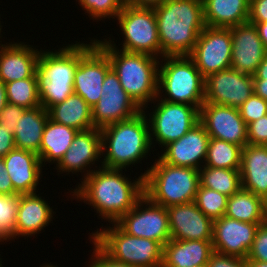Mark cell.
<instances>
[{"mask_svg": "<svg viewBox=\"0 0 267 267\" xmlns=\"http://www.w3.org/2000/svg\"><path fill=\"white\" fill-rule=\"evenodd\" d=\"M122 171L99 165L71 191L72 196L92 206L103 220L115 223L144 195V177L138 176L132 182Z\"/></svg>", "mask_w": 267, "mask_h": 267, "instance_id": "cell-1", "label": "cell"}, {"mask_svg": "<svg viewBox=\"0 0 267 267\" xmlns=\"http://www.w3.org/2000/svg\"><path fill=\"white\" fill-rule=\"evenodd\" d=\"M154 11L162 58L189 56L206 26L203 0H165Z\"/></svg>", "mask_w": 267, "mask_h": 267, "instance_id": "cell-2", "label": "cell"}, {"mask_svg": "<svg viewBox=\"0 0 267 267\" xmlns=\"http://www.w3.org/2000/svg\"><path fill=\"white\" fill-rule=\"evenodd\" d=\"M95 43L107 54L125 92L142 109L158 95L159 59L144 53H130L117 48L114 41L104 38ZM114 43V44H113Z\"/></svg>", "mask_w": 267, "mask_h": 267, "instance_id": "cell-3", "label": "cell"}, {"mask_svg": "<svg viewBox=\"0 0 267 267\" xmlns=\"http://www.w3.org/2000/svg\"><path fill=\"white\" fill-rule=\"evenodd\" d=\"M100 130L102 157L104 155L102 167L124 170L146 158L153 148L144 110L131 119L107 125Z\"/></svg>", "mask_w": 267, "mask_h": 267, "instance_id": "cell-4", "label": "cell"}, {"mask_svg": "<svg viewBox=\"0 0 267 267\" xmlns=\"http://www.w3.org/2000/svg\"><path fill=\"white\" fill-rule=\"evenodd\" d=\"M140 175L144 177V195L153 203L167 208L195 201L200 185L198 169L173 166L158 157Z\"/></svg>", "mask_w": 267, "mask_h": 267, "instance_id": "cell-5", "label": "cell"}, {"mask_svg": "<svg viewBox=\"0 0 267 267\" xmlns=\"http://www.w3.org/2000/svg\"><path fill=\"white\" fill-rule=\"evenodd\" d=\"M79 64V42L64 48L42 51L38 59L41 106L48 110L74 93V73Z\"/></svg>", "mask_w": 267, "mask_h": 267, "instance_id": "cell-6", "label": "cell"}, {"mask_svg": "<svg viewBox=\"0 0 267 267\" xmlns=\"http://www.w3.org/2000/svg\"><path fill=\"white\" fill-rule=\"evenodd\" d=\"M161 60L158 69L159 99L192 105L199 110L204 103L205 77L194 61L189 56H165Z\"/></svg>", "mask_w": 267, "mask_h": 267, "instance_id": "cell-7", "label": "cell"}, {"mask_svg": "<svg viewBox=\"0 0 267 267\" xmlns=\"http://www.w3.org/2000/svg\"><path fill=\"white\" fill-rule=\"evenodd\" d=\"M90 234L112 259L135 267H161L163 246L154 240L126 234L115 223Z\"/></svg>", "mask_w": 267, "mask_h": 267, "instance_id": "cell-8", "label": "cell"}, {"mask_svg": "<svg viewBox=\"0 0 267 267\" xmlns=\"http://www.w3.org/2000/svg\"><path fill=\"white\" fill-rule=\"evenodd\" d=\"M115 20H118L124 36L119 50L162 58L154 8L124 5Z\"/></svg>", "mask_w": 267, "mask_h": 267, "instance_id": "cell-9", "label": "cell"}, {"mask_svg": "<svg viewBox=\"0 0 267 267\" xmlns=\"http://www.w3.org/2000/svg\"><path fill=\"white\" fill-rule=\"evenodd\" d=\"M154 100L153 104L158 103L153 112L148 114L149 119L147 117L151 145L156 141L164 148L170 142L180 139L199 122V110L195 106L159 100L158 96Z\"/></svg>", "mask_w": 267, "mask_h": 267, "instance_id": "cell-10", "label": "cell"}, {"mask_svg": "<svg viewBox=\"0 0 267 267\" xmlns=\"http://www.w3.org/2000/svg\"><path fill=\"white\" fill-rule=\"evenodd\" d=\"M115 224L126 234L154 240L162 246L171 239L167 209L145 195Z\"/></svg>", "mask_w": 267, "mask_h": 267, "instance_id": "cell-11", "label": "cell"}, {"mask_svg": "<svg viewBox=\"0 0 267 267\" xmlns=\"http://www.w3.org/2000/svg\"><path fill=\"white\" fill-rule=\"evenodd\" d=\"M111 62L95 43L79 42V64L74 73V93L80 95L92 108L100 99L102 85Z\"/></svg>", "mask_w": 267, "mask_h": 267, "instance_id": "cell-12", "label": "cell"}, {"mask_svg": "<svg viewBox=\"0 0 267 267\" xmlns=\"http://www.w3.org/2000/svg\"><path fill=\"white\" fill-rule=\"evenodd\" d=\"M99 101L91 108L94 128L103 127L128 120L142 109L122 88L118 75L112 69L107 71Z\"/></svg>", "mask_w": 267, "mask_h": 267, "instance_id": "cell-13", "label": "cell"}, {"mask_svg": "<svg viewBox=\"0 0 267 267\" xmlns=\"http://www.w3.org/2000/svg\"><path fill=\"white\" fill-rule=\"evenodd\" d=\"M231 54V29L205 26L189 57L206 78L211 73L231 68Z\"/></svg>", "mask_w": 267, "mask_h": 267, "instance_id": "cell-14", "label": "cell"}, {"mask_svg": "<svg viewBox=\"0 0 267 267\" xmlns=\"http://www.w3.org/2000/svg\"><path fill=\"white\" fill-rule=\"evenodd\" d=\"M253 75L232 68L205 78L204 102L239 108L252 94Z\"/></svg>", "mask_w": 267, "mask_h": 267, "instance_id": "cell-15", "label": "cell"}, {"mask_svg": "<svg viewBox=\"0 0 267 267\" xmlns=\"http://www.w3.org/2000/svg\"><path fill=\"white\" fill-rule=\"evenodd\" d=\"M199 122L210 138L245 147L248 144L247 124L239 108L204 102L199 109Z\"/></svg>", "mask_w": 267, "mask_h": 267, "instance_id": "cell-16", "label": "cell"}, {"mask_svg": "<svg viewBox=\"0 0 267 267\" xmlns=\"http://www.w3.org/2000/svg\"><path fill=\"white\" fill-rule=\"evenodd\" d=\"M260 224L242 222L225 215L213 220L214 251L246 259Z\"/></svg>", "mask_w": 267, "mask_h": 267, "instance_id": "cell-17", "label": "cell"}, {"mask_svg": "<svg viewBox=\"0 0 267 267\" xmlns=\"http://www.w3.org/2000/svg\"><path fill=\"white\" fill-rule=\"evenodd\" d=\"M209 140L210 136L204 126L198 122L180 139L164 146V150H161V155L158 157L173 166L199 170L204 166Z\"/></svg>", "mask_w": 267, "mask_h": 267, "instance_id": "cell-18", "label": "cell"}, {"mask_svg": "<svg viewBox=\"0 0 267 267\" xmlns=\"http://www.w3.org/2000/svg\"><path fill=\"white\" fill-rule=\"evenodd\" d=\"M101 156V130L99 128H92L78 131L74 136L71 146L60 162L56 164V169L61 174L65 172L68 175L70 172L72 174L77 172L84 173L83 178L80 179L83 180L94 171L93 169L91 170V167L93 164L95 165V161L102 164V161H99L102 158Z\"/></svg>", "mask_w": 267, "mask_h": 267, "instance_id": "cell-19", "label": "cell"}, {"mask_svg": "<svg viewBox=\"0 0 267 267\" xmlns=\"http://www.w3.org/2000/svg\"><path fill=\"white\" fill-rule=\"evenodd\" d=\"M171 239L212 241L213 220L195 202L166 208Z\"/></svg>", "mask_w": 267, "mask_h": 267, "instance_id": "cell-20", "label": "cell"}, {"mask_svg": "<svg viewBox=\"0 0 267 267\" xmlns=\"http://www.w3.org/2000/svg\"><path fill=\"white\" fill-rule=\"evenodd\" d=\"M232 36L231 68L253 75L267 50L257 28L250 23L230 27Z\"/></svg>", "mask_w": 267, "mask_h": 267, "instance_id": "cell-21", "label": "cell"}, {"mask_svg": "<svg viewBox=\"0 0 267 267\" xmlns=\"http://www.w3.org/2000/svg\"><path fill=\"white\" fill-rule=\"evenodd\" d=\"M5 44L0 46V80L9 83L38 77V59L41 50L38 51L24 42Z\"/></svg>", "mask_w": 267, "mask_h": 267, "instance_id": "cell-22", "label": "cell"}, {"mask_svg": "<svg viewBox=\"0 0 267 267\" xmlns=\"http://www.w3.org/2000/svg\"><path fill=\"white\" fill-rule=\"evenodd\" d=\"M3 160L14 190L20 194L36 193L42 176V162L38 154L14 148Z\"/></svg>", "mask_w": 267, "mask_h": 267, "instance_id": "cell-23", "label": "cell"}, {"mask_svg": "<svg viewBox=\"0 0 267 267\" xmlns=\"http://www.w3.org/2000/svg\"><path fill=\"white\" fill-rule=\"evenodd\" d=\"M54 212L48 202L39 194H20L15 225V239L32 236L44 230L51 223Z\"/></svg>", "mask_w": 267, "mask_h": 267, "instance_id": "cell-24", "label": "cell"}, {"mask_svg": "<svg viewBox=\"0 0 267 267\" xmlns=\"http://www.w3.org/2000/svg\"><path fill=\"white\" fill-rule=\"evenodd\" d=\"M241 186L267 202V146L247 144L242 149Z\"/></svg>", "mask_w": 267, "mask_h": 267, "instance_id": "cell-25", "label": "cell"}, {"mask_svg": "<svg viewBox=\"0 0 267 267\" xmlns=\"http://www.w3.org/2000/svg\"><path fill=\"white\" fill-rule=\"evenodd\" d=\"M213 252L212 241L170 239L163 246V263L161 267L207 265Z\"/></svg>", "mask_w": 267, "mask_h": 267, "instance_id": "cell-26", "label": "cell"}, {"mask_svg": "<svg viewBox=\"0 0 267 267\" xmlns=\"http://www.w3.org/2000/svg\"><path fill=\"white\" fill-rule=\"evenodd\" d=\"M249 5L250 0H203L205 25L230 28L248 23Z\"/></svg>", "mask_w": 267, "mask_h": 267, "instance_id": "cell-27", "label": "cell"}, {"mask_svg": "<svg viewBox=\"0 0 267 267\" xmlns=\"http://www.w3.org/2000/svg\"><path fill=\"white\" fill-rule=\"evenodd\" d=\"M48 118V111L41 105L26 109L19 118L13 134L16 148L38 154Z\"/></svg>", "mask_w": 267, "mask_h": 267, "instance_id": "cell-28", "label": "cell"}, {"mask_svg": "<svg viewBox=\"0 0 267 267\" xmlns=\"http://www.w3.org/2000/svg\"><path fill=\"white\" fill-rule=\"evenodd\" d=\"M49 119L72 127L78 131L94 128L91 107L75 93L63 102L51 106L48 110Z\"/></svg>", "mask_w": 267, "mask_h": 267, "instance_id": "cell-29", "label": "cell"}, {"mask_svg": "<svg viewBox=\"0 0 267 267\" xmlns=\"http://www.w3.org/2000/svg\"><path fill=\"white\" fill-rule=\"evenodd\" d=\"M78 130L48 118L42 135L38 156L45 162L58 164L71 146ZM44 162V164H43Z\"/></svg>", "mask_w": 267, "mask_h": 267, "instance_id": "cell-30", "label": "cell"}, {"mask_svg": "<svg viewBox=\"0 0 267 267\" xmlns=\"http://www.w3.org/2000/svg\"><path fill=\"white\" fill-rule=\"evenodd\" d=\"M225 216L242 222L264 223L267 221V202L241 187L228 197Z\"/></svg>", "mask_w": 267, "mask_h": 267, "instance_id": "cell-31", "label": "cell"}, {"mask_svg": "<svg viewBox=\"0 0 267 267\" xmlns=\"http://www.w3.org/2000/svg\"><path fill=\"white\" fill-rule=\"evenodd\" d=\"M200 186L232 196L241 186L240 169H224L203 166L199 169Z\"/></svg>", "mask_w": 267, "mask_h": 267, "instance_id": "cell-32", "label": "cell"}, {"mask_svg": "<svg viewBox=\"0 0 267 267\" xmlns=\"http://www.w3.org/2000/svg\"><path fill=\"white\" fill-rule=\"evenodd\" d=\"M243 147L210 138L204 166L224 169H240Z\"/></svg>", "mask_w": 267, "mask_h": 267, "instance_id": "cell-33", "label": "cell"}, {"mask_svg": "<svg viewBox=\"0 0 267 267\" xmlns=\"http://www.w3.org/2000/svg\"><path fill=\"white\" fill-rule=\"evenodd\" d=\"M7 101L11 104L26 109L35 108L41 105L39 99L38 77H30L5 83Z\"/></svg>", "mask_w": 267, "mask_h": 267, "instance_id": "cell-34", "label": "cell"}, {"mask_svg": "<svg viewBox=\"0 0 267 267\" xmlns=\"http://www.w3.org/2000/svg\"><path fill=\"white\" fill-rule=\"evenodd\" d=\"M227 199L226 195L199 185L194 202L206 216L215 220L225 215Z\"/></svg>", "mask_w": 267, "mask_h": 267, "instance_id": "cell-35", "label": "cell"}, {"mask_svg": "<svg viewBox=\"0 0 267 267\" xmlns=\"http://www.w3.org/2000/svg\"><path fill=\"white\" fill-rule=\"evenodd\" d=\"M19 205V195L0 194V242L15 238V225Z\"/></svg>", "mask_w": 267, "mask_h": 267, "instance_id": "cell-36", "label": "cell"}, {"mask_svg": "<svg viewBox=\"0 0 267 267\" xmlns=\"http://www.w3.org/2000/svg\"><path fill=\"white\" fill-rule=\"evenodd\" d=\"M78 4L93 20L117 18L124 6V0H78Z\"/></svg>", "mask_w": 267, "mask_h": 267, "instance_id": "cell-37", "label": "cell"}, {"mask_svg": "<svg viewBox=\"0 0 267 267\" xmlns=\"http://www.w3.org/2000/svg\"><path fill=\"white\" fill-rule=\"evenodd\" d=\"M240 115L248 125L267 115V101L254 93L239 107Z\"/></svg>", "mask_w": 267, "mask_h": 267, "instance_id": "cell-38", "label": "cell"}, {"mask_svg": "<svg viewBox=\"0 0 267 267\" xmlns=\"http://www.w3.org/2000/svg\"><path fill=\"white\" fill-rule=\"evenodd\" d=\"M246 260L267 262V221L259 225Z\"/></svg>", "mask_w": 267, "mask_h": 267, "instance_id": "cell-39", "label": "cell"}, {"mask_svg": "<svg viewBox=\"0 0 267 267\" xmlns=\"http://www.w3.org/2000/svg\"><path fill=\"white\" fill-rule=\"evenodd\" d=\"M248 144L267 146V115L247 125Z\"/></svg>", "mask_w": 267, "mask_h": 267, "instance_id": "cell-40", "label": "cell"}, {"mask_svg": "<svg viewBox=\"0 0 267 267\" xmlns=\"http://www.w3.org/2000/svg\"><path fill=\"white\" fill-rule=\"evenodd\" d=\"M26 108L16 104L7 103L0 112V125L9 129L13 134L19 118Z\"/></svg>", "mask_w": 267, "mask_h": 267, "instance_id": "cell-41", "label": "cell"}, {"mask_svg": "<svg viewBox=\"0 0 267 267\" xmlns=\"http://www.w3.org/2000/svg\"><path fill=\"white\" fill-rule=\"evenodd\" d=\"M90 242L94 244V249L92 252V257L90 260L91 265L88 267H135L126 263L118 262L108 256L91 238Z\"/></svg>", "mask_w": 267, "mask_h": 267, "instance_id": "cell-42", "label": "cell"}, {"mask_svg": "<svg viewBox=\"0 0 267 267\" xmlns=\"http://www.w3.org/2000/svg\"><path fill=\"white\" fill-rule=\"evenodd\" d=\"M207 267H247V260L214 251L210 256Z\"/></svg>", "mask_w": 267, "mask_h": 267, "instance_id": "cell-43", "label": "cell"}, {"mask_svg": "<svg viewBox=\"0 0 267 267\" xmlns=\"http://www.w3.org/2000/svg\"><path fill=\"white\" fill-rule=\"evenodd\" d=\"M248 22H267V0H250Z\"/></svg>", "mask_w": 267, "mask_h": 267, "instance_id": "cell-44", "label": "cell"}, {"mask_svg": "<svg viewBox=\"0 0 267 267\" xmlns=\"http://www.w3.org/2000/svg\"><path fill=\"white\" fill-rule=\"evenodd\" d=\"M16 148L13 133L0 125V158Z\"/></svg>", "mask_w": 267, "mask_h": 267, "instance_id": "cell-45", "label": "cell"}, {"mask_svg": "<svg viewBox=\"0 0 267 267\" xmlns=\"http://www.w3.org/2000/svg\"><path fill=\"white\" fill-rule=\"evenodd\" d=\"M0 194L7 196L19 195L13 188L3 158H0Z\"/></svg>", "mask_w": 267, "mask_h": 267, "instance_id": "cell-46", "label": "cell"}, {"mask_svg": "<svg viewBox=\"0 0 267 267\" xmlns=\"http://www.w3.org/2000/svg\"><path fill=\"white\" fill-rule=\"evenodd\" d=\"M165 0H124V5L133 7L154 8L162 4Z\"/></svg>", "mask_w": 267, "mask_h": 267, "instance_id": "cell-47", "label": "cell"}, {"mask_svg": "<svg viewBox=\"0 0 267 267\" xmlns=\"http://www.w3.org/2000/svg\"><path fill=\"white\" fill-rule=\"evenodd\" d=\"M254 94L267 101V79H253Z\"/></svg>", "mask_w": 267, "mask_h": 267, "instance_id": "cell-48", "label": "cell"}, {"mask_svg": "<svg viewBox=\"0 0 267 267\" xmlns=\"http://www.w3.org/2000/svg\"><path fill=\"white\" fill-rule=\"evenodd\" d=\"M253 24L258 31L259 37L267 50V22H248Z\"/></svg>", "mask_w": 267, "mask_h": 267, "instance_id": "cell-49", "label": "cell"}, {"mask_svg": "<svg viewBox=\"0 0 267 267\" xmlns=\"http://www.w3.org/2000/svg\"><path fill=\"white\" fill-rule=\"evenodd\" d=\"M253 79H267V53L253 74Z\"/></svg>", "mask_w": 267, "mask_h": 267, "instance_id": "cell-50", "label": "cell"}, {"mask_svg": "<svg viewBox=\"0 0 267 267\" xmlns=\"http://www.w3.org/2000/svg\"><path fill=\"white\" fill-rule=\"evenodd\" d=\"M7 103L8 101H7V94H6V85L2 80H0V112Z\"/></svg>", "mask_w": 267, "mask_h": 267, "instance_id": "cell-51", "label": "cell"}, {"mask_svg": "<svg viewBox=\"0 0 267 267\" xmlns=\"http://www.w3.org/2000/svg\"><path fill=\"white\" fill-rule=\"evenodd\" d=\"M247 267H267V262L247 260Z\"/></svg>", "mask_w": 267, "mask_h": 267, "instance_id": "cell-52", "label": "cell"}, {"mask_svg": "<svg viewBox=\"0 0 267 267\" xmlns=\"http://www.w3.org/2000/svg\"><path fill=\"white\" fill-rule=\"evenodd\" d=\"M40 267H58V266H56V265H53V264H51V262H50V264H42V266L40 265Z\"/></svg>", "mask_w": 267, "mask_h": 267, "instance_id": "cell-53", "label": "cell"}, {"mask_svg": "<svg viewBox=\"0 0 267 267\" xmlns=\"http://www.w3.org/2000/svg\"><path fill=\"white\" fill-rule=\"evenodd\" d=\"M1 19V18H0ZM1 22V21H0ZM1 30H2V26H1V23H0V33H1ZM1 35V34H0ZM3 45L2 43L0 44V46Z\"/></svg>", "mask_w": 267, "mask_h": 267, "instance_id": "cell-54", "label": "cell"}, {"mask_svg": "<svg viewBox=\"0 0 267 267\" xmlns=\"http://www.w3.org/2000/svg\"><path fill=\"white\" fill-rule=\"evenodd\" d=\"M194 267H207V265L194 266Z\"/></svg>", "mask_w": 267, "mask_h": 267, "instance_id": "cell-55", "label": "cell"}, {"mask_svg": "<svg viewBox=\"0 0 267 267\" xmlns=\"http://www.w3.org/2000/svg\"><path fill=\"white\" fill-rule=\"evenodd\" d=\"M0 255H1V254H0ZM0 260H2V259L0 258ZM0 267H3V266H2V261H0Z\"/></svg>", "mask_w": 267, "mask_h": 267, "instance_id": "cell-56", "label": "cell"}]
</instances>
